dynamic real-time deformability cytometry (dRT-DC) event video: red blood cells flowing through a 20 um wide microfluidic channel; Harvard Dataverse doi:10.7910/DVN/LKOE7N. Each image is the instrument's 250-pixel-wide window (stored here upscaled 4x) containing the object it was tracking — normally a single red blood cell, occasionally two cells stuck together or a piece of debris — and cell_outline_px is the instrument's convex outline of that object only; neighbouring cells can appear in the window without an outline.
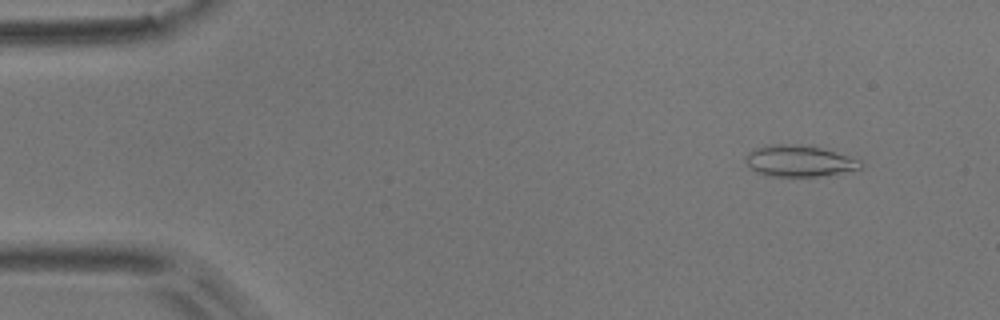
{"species": "common noctule bat (a hibernating species)", "species_latin": "Nyctalus noctula", "temperature_condition": "room temperature", "stored_images_in_passage": 4, "camera_frame_rate_fps": 3000, "um_per_image_px": 0.085, "animal": {"sex": "male", "body_mass_g": 17.9}, "frame": {"image": 1, "passage_image": 1, "time_ms": 0.0, "image_size_px": [1000, 320], "cell_outline_px": [[864, 164], [860, 168], [816, 176], [772, 176], [756, 172], [744, 160], [744, 156], [748, 152], [756, 148], [768, 144], [784, 144], [820, 148], [848, 156], [860, 160]], "centroid_in_image_um": [67.86, 13.68], "position_along_channel_um": 17.1, "area_um2": 20.4}}